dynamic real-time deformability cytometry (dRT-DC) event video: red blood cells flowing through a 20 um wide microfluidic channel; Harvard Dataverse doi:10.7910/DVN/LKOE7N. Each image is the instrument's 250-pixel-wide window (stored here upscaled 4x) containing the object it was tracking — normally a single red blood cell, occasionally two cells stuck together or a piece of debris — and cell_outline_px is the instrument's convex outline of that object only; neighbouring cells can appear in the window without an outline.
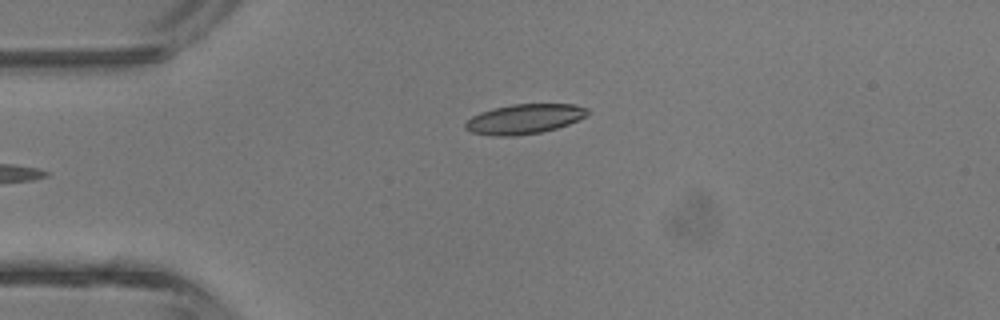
{"species": "common noctule bat (a hibernating species)", "species_latin": "Nyctalus noctula", "temperature_condition": "room temperature", "stored_images_in_passage": 3, "camera_frame_rate_fps": 3000, "um_per_image_px": 0.085, "animal": {"sex": "male", "body_mass_g": 13.3}, "frame": {"image": 1, "passage_image": 3, "time_ms": 2.333, "image_size_px": [1000, 320], "cell_outline_px": [[588, 112], [584, 116], [568, 124], [556, 128], [540, 132], [512, 136], [496, 136], [472, 132], [464, 128], [464, 124], [472, 116], [480, 112], [512, 104], [576, 104], [588, 108]], "centroid_in_image_um": [44.55, 10.11], "position_along_channel_um": 40.4, "area_um2": 20.92}}